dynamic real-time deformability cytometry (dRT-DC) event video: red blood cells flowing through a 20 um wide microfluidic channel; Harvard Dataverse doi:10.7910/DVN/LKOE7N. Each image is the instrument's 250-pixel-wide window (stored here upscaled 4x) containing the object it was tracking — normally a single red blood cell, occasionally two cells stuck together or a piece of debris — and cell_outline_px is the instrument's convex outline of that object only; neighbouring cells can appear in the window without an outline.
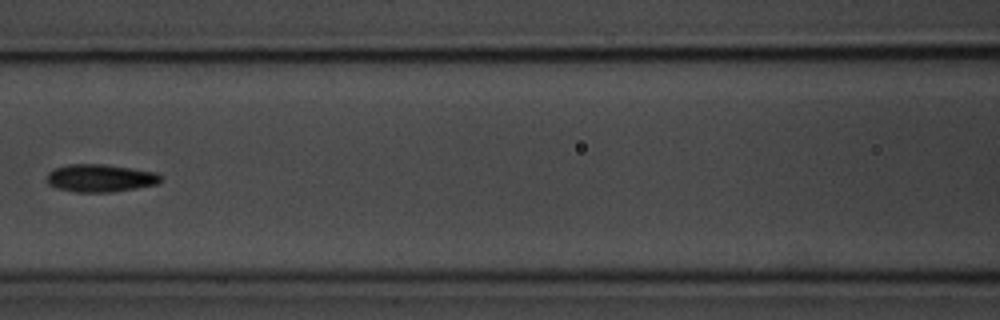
{"species": "common noctule bat (a hibernating species)", "species_latin": "Nyctalus noctula", "temperature_condition": "room temperature", "stored_images_in_passage": 7, "camera_frame_rate_fps": 3000, "um_per_image_px": 0.085, "animal": {"sex": "male", "body_mass_g": 20.1, "forearm_length_mm": 53.5}, "frame": {"image": 1, "passage_image": 7, "time_ms": 7.0, "image_size_px": [1000, 320], "cell_outline_px": [[164, 176], [156, 184], [136, 188], [112, 192], [76, 192], [56, 188], [48, 184], [48, 172], [52, 168], [68, 164], [104, 164], [156, 172]], "centroid_in_image_um": [8.51, 15.13], "position_along_channel_um": 158.1, "area_um2": 18.44}}